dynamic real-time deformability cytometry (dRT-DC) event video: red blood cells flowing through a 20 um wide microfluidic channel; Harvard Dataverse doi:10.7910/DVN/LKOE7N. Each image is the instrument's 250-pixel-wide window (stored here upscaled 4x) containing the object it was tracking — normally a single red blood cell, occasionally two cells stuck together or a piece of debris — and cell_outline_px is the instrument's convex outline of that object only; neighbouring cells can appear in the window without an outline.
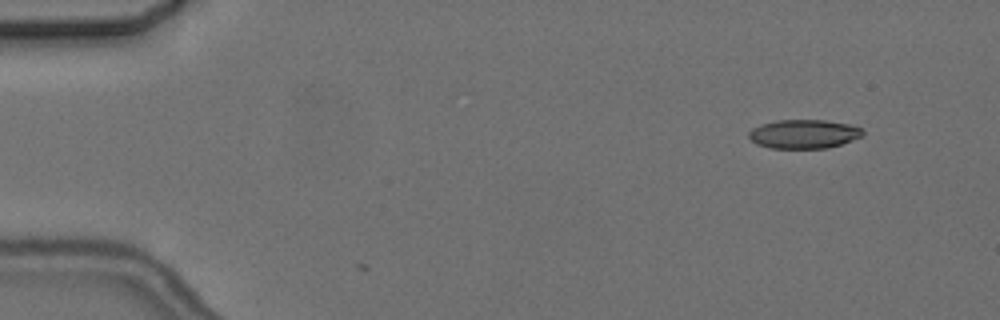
{"species": "common noctule bat (a hibernating species)", "species_latin": "Nyctalus noctula", "temperature_condition": "cold", "stored_images_in_passage": 6, "camera_frame_rate_fps": 3000, "um_per_image_px": 0.085, "animal": {"sex": "female", "body_mass_g": 24.6, "forearm_length_mm": 56.2}, "frame": {"image": 1, "passage_image": 2, "time_ms": 1.333, "image_size_px": [1000, 320], "cell_outline_px": [[864, 136], [828, 148], [772, 148], [756, 144], [748, 136], [748, 132], [752, 128], [760, 124], [776, 120], [824, 120], [848, 124], [860, 128], [864, 132]], "centroid_in_image_um": [68.3, 11.39], "position_along_channel_um": 16.7, "area_um2": 19.19}}
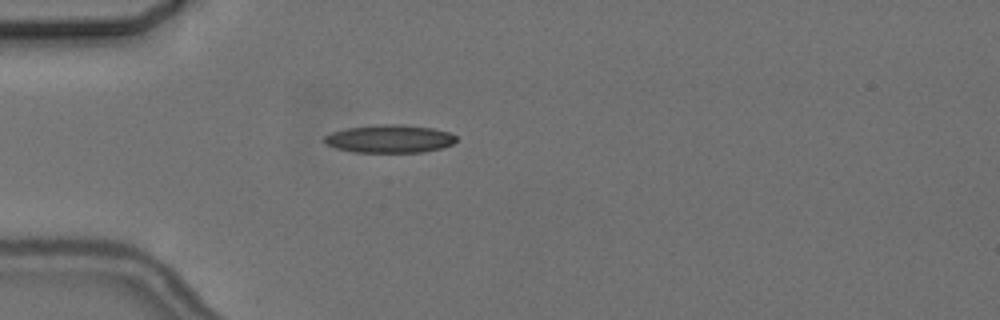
{"frame": {"image": 2, "passage_image": 5, "time_ms": 5.0, "image_size_px": [1000, 320], "cell_outline_px": [[456, 140], [452, 144], [440, 148], [424, 152], [352, 152], [336, 148], [324, 144], [324, 136], [332, 132], [348, 128], [376, 124], [400, 124], [432, 128], [448, 132], [456, 136]], "centroid_in_image_um": [33.08, 11.8], "position_along_channel_um": 51.9, "area_um2": 21.5}}